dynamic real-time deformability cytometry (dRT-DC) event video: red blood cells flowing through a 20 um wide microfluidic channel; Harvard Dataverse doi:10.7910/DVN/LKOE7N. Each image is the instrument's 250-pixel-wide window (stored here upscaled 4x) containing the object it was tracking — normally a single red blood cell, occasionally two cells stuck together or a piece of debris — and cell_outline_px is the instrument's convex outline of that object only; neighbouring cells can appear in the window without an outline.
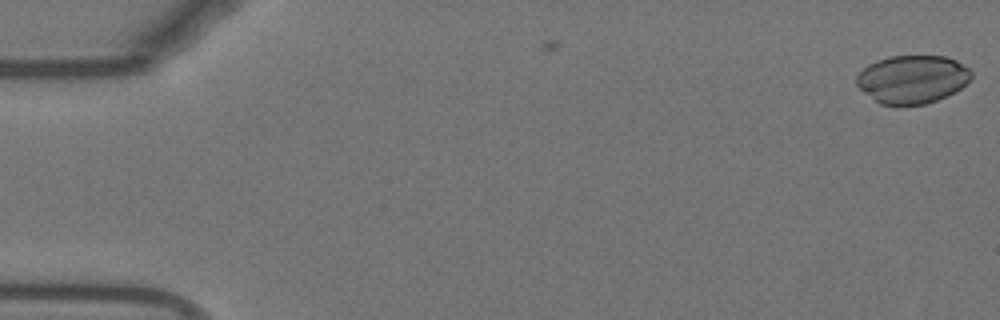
{"species": "Egyptian fruit bat (a non-hibernating species)", "species_latin": "Rousettus aegyptiacus", "temperature_condition": "warm", "stored_images_in_passage": 3, "camera_frame_rate_fps": 3000, "um_per_image_px": 0.085, "animal": {"sex": "female"}, "frame": {"image": 1, "passage_image": 3, "time_ms": 0.667, "image_size_px": [1000, 320], "cell_outline_px": [[972, 76], [960, 88], [936, 100], [924, 104], [880, 104], [864, 92], [856, 84], [856, 76], [868, 64], [876, 60], [892, 56], [944, 56], [956, 60], [968, 68], [972, 72]], "centroid_in_image_um": [77.52, 6.72], "position_along_channel_um": 7.5, "area_um2": 31.73}}